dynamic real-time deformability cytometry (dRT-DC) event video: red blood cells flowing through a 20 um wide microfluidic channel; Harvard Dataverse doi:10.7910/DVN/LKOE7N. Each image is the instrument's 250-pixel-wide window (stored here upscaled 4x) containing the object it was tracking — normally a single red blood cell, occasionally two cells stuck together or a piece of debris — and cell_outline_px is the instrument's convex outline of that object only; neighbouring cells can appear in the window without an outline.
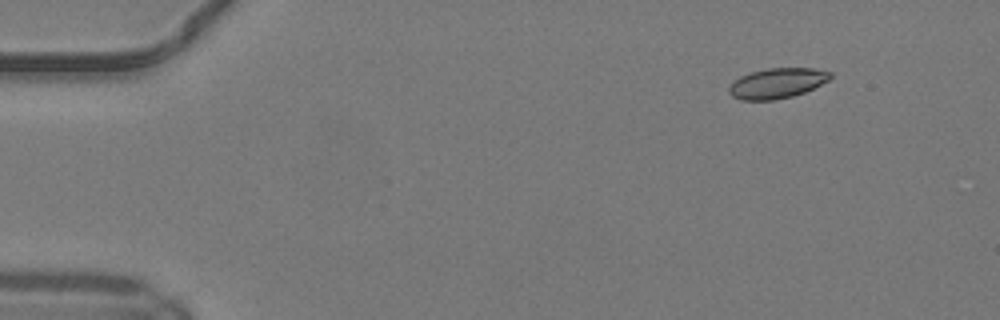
{"species": "common noctule bat (a hibernating species)", "species_latin": "Nyctalus noctula", "temperature_condition": "warm", "stored_images_in_passage": 42, "camera_frame_rate_fps": 3000, "um_per_image_px": 0.085, "animal": {"sex": "male", "body_mass_g": 19.2, "forearm_length_mm": 51.8}, "frame": {"image": 1, "passage_image": 1, "time_ms": 0.0, "image_size_px": [1000, 320], "cell_outline_px": [[832, 76], [828, 80], [804, 92], [792, 96], [776, 100], [740, 100], [732, 96], [728, 92], [728, 88], [740, 76], [752, 72], [768, 68], [812, 68], [832, 72]], "centroid_in_image_um": [66.04, 7.08], "position_along_channel_um": 19.0, "area_um2": 17.69}}
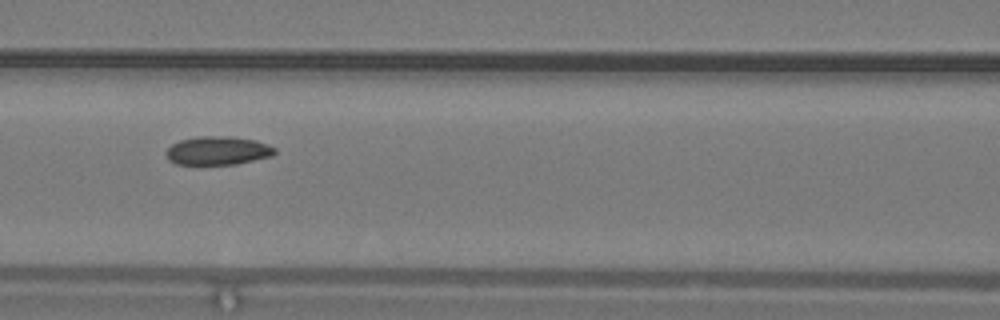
{"frame": {"image": 2, "passage_image": 18, "time_ms": 5.667, "image_size_px": [1000, 320], "cell_outline_px": [[276, 152], [272, 156], [236, 164], [176, 164], [168, 160], [164, 152], [172, 144], [180, 140], [196, 136], [232, 136], [256, 140], [276, 148]], "centroid_in_image_um": [18.49, 12.79], "position_along_channel_um": 148.1, "area_um2": 18.21}}
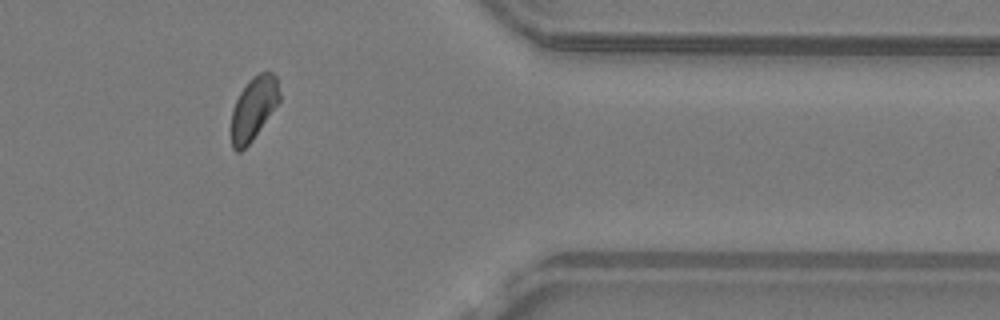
{"frame": {"image": 3, "passage_image": 37, "time_ms": 12.0, "image_size_px": [1000, 320], "cell_outline_px": [[280, 100], [252, 140], [240, 152], [236, 152], [232, 148], [232, 112], [236, 100], [240, 92], [248, 80], [252, 76], [260, 72], [272, 72], [276, 76], [280, 92]], "centroid_in_image_um": [21.56, 9.18], "position_along_channel_um": 389.8, "area_um2": 17.51}, "authors_computed_cell_mechanics": {"area_um2": 18.2648, "velocity_mm_per_s": 4.1388, "shape_relaxation_time_tau1_ms": 5.5846, "shape_relaxation_time_tau2_ms": 2.1675, "deformation_change_tau1": 0.1082, "deformation_change_tau2": 0.0577}}